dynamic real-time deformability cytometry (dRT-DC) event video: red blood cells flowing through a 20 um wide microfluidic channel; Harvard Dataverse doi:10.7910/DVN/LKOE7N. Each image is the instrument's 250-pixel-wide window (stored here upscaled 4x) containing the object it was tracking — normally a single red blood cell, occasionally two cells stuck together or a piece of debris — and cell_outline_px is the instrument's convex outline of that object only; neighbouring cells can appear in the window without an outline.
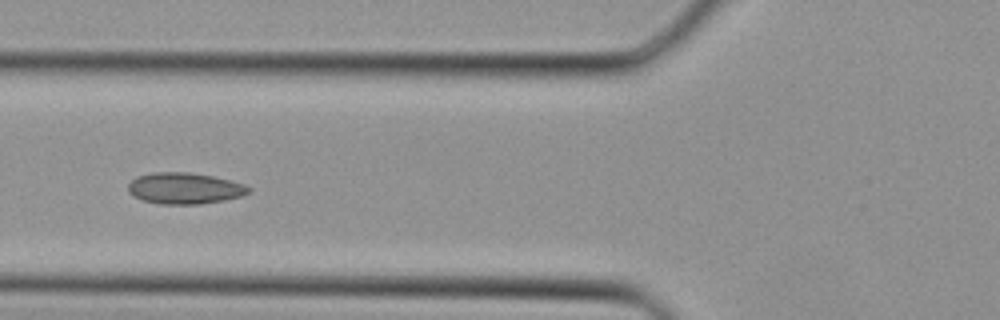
{"species": "Egyptian fruit bat (a non-hibernating species)", "species_latin": "Rousettus aegyptiacus", "temperature_condition": "cold", "stored_images_in_passage": 36, "camera_frame_rate_fps": 3000, "um_per_image_px": 0.085, "animal": {"sex": "female"}, "frame": {"image": 1, "passage_image": 14, "time_ms": 4.333, "image_size_px": [1000, 320], "cell_outline_px": [[252, 192], [240, 196], [224, 200], [200, 204], [160, 204], [144, 200], [132, 196], [128, 192], [128, 184], [136, 176], [152, 172], [188, 172], [212, 176], [244, 184], [252, 188]], "centroid_in_image_um": [15.68, 16.0], "position_along_channel_um": 110.1, "area_um2": 22.02}}
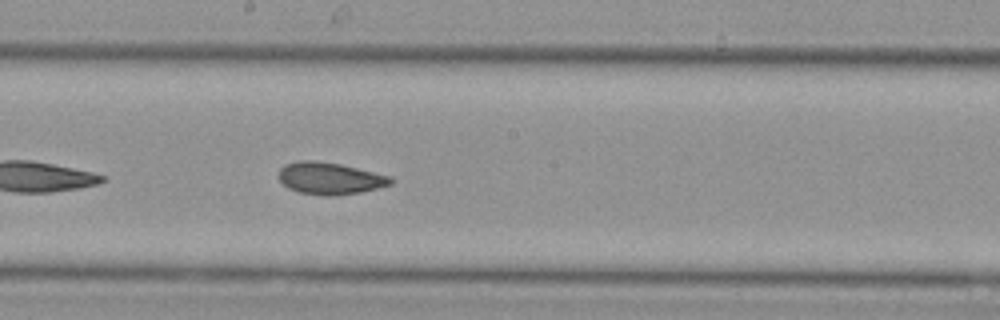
{"frame": {"image": 2, "passage_image": 20, "time_ms": 6.333, "image_size_px": [1000, 320], "cell_outline_px": [[392, 184], [360, 192], [336, 196], [328, 196], [296, 192], [288, 188], [276, 176], [280, 168], [284, 164], [300, 160], [312, 160], [340, 164], [392, 176]], "centroid_in_image_um": [28.0, 15.16], "position_along_channel_um": 220.2, "area_um2": 21.04}}
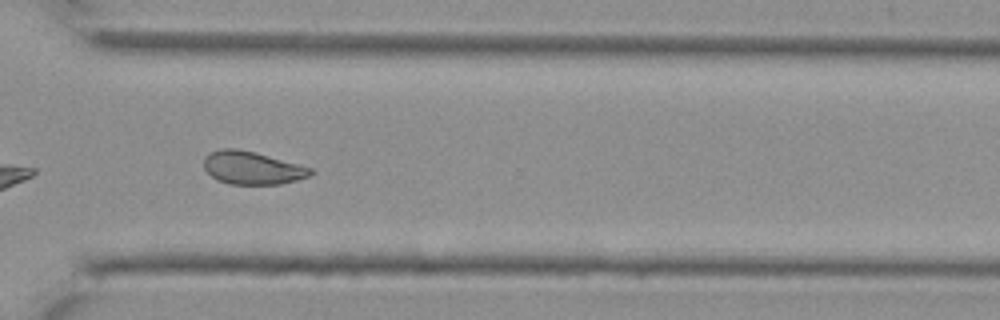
{"frame": {"image": 3, "passage_image": 27, "time_ms": 8.667, "image_size_px": [1000, 320], "cell_outline_px": [[316, 172], [308, 176], [296, 180], [280, 184], [228, 184], [216, 180], [204, 168], [204, 156], [220, 148], [236, 148], [256, 152], [312, 168]], "centroid_in_image_um": [21.43, 14.27], "position_along_channel_um": 349.2, "area_um2": 20.52}}